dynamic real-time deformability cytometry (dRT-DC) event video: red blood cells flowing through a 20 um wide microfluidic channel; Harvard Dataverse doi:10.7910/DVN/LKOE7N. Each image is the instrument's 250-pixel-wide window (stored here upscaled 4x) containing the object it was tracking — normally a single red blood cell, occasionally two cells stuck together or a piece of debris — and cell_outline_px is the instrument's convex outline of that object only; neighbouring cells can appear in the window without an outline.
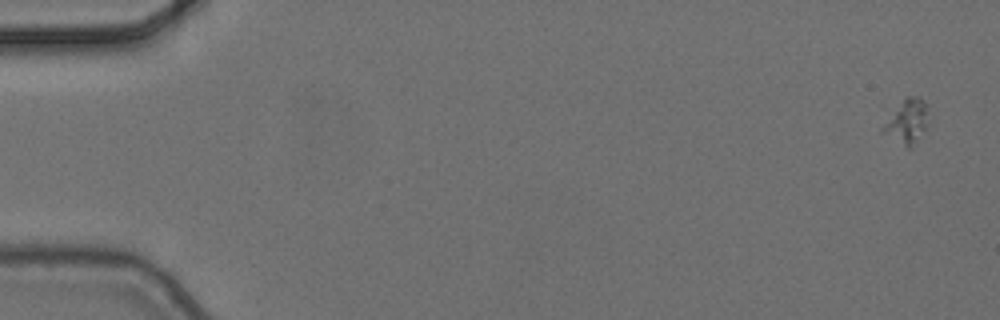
{"species": "common noctule bat (a hibernating species)", "species_latin": "Nyctalus noctula", "temperature_condition": "cold", "stored_images_in_passage": 2, "camera_frame_rate_fps": 3000, "um_per_image_px": 0.085, "animal": {"sex": "female", "body_mass_g": 24.6, "forearm_length_mm": 56.2}, "frame": {"image": 1, "passage_image": 2, "time_ms": 0.333, "image_size_px": [1000, 320], "cell_outline_px": [[928, 124], [912, 148], [908, 148], [880, 132], [880, 128], [904, 100], [908, 96], [916, 96], [928, 108]], "centroid_in_image_um": [77.1, 10.38], "position_along_channel_um": 7.9, "area_um2": 11.33}}